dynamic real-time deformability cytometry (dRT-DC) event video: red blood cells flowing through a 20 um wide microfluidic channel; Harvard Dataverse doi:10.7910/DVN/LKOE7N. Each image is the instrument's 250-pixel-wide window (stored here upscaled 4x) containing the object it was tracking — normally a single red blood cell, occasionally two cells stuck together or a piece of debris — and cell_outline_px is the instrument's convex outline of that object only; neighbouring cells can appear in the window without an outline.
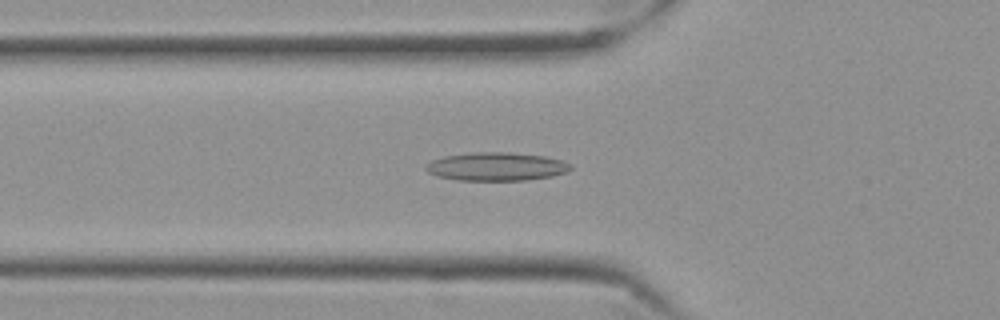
{"species": "Egyptian fruit bat (a non-hibernating species)", "species_latin": "Rousettus aegyptiacus", "temperature_condition": "cold", "stored_images_in_passage": 58, "camera_frame_rate_fps": 3000, "um_per_image_px": 0.085, "frame": {"image": 1, "passage_image": 21, "time_ms": 6.667, "image_size_px": [1000, 320], "cell_outline_px": [[572, 168], [568, 172], [552, 176], [524, 180], [456, 180], [436, 176], [428, 172], [424, 168], [424, 164], [432, 160], [444, 156], [472, 152], [508, 152], [544, 156], [560, 160], [572, 164]], "centroid_in_image_um": [42.16, 14.15], "position_along_channel_um": 83.6, "area_um2": 24.04}}
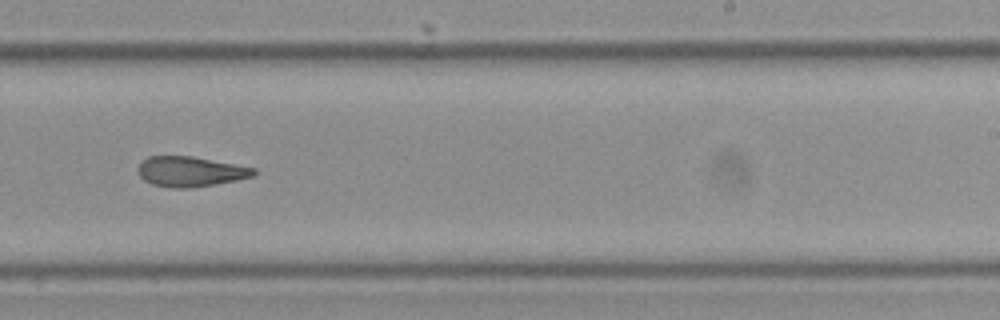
{"frame": {"image": 2, "passage_image": 37, "time_ms": 12.0, "image_size_px": [1000, 320], "cell_outline_px": [[256, 176], [216, 184], [188, 188], [168, 188], [152, 184], [144, 180], [140, 176], [136, 168], [148, 156], [192, 156], [256, 168]], "centroid_in_image_um": [16.18, 14.59], "position_along_channel_um": 272.8, "area_um2": 20.4}}
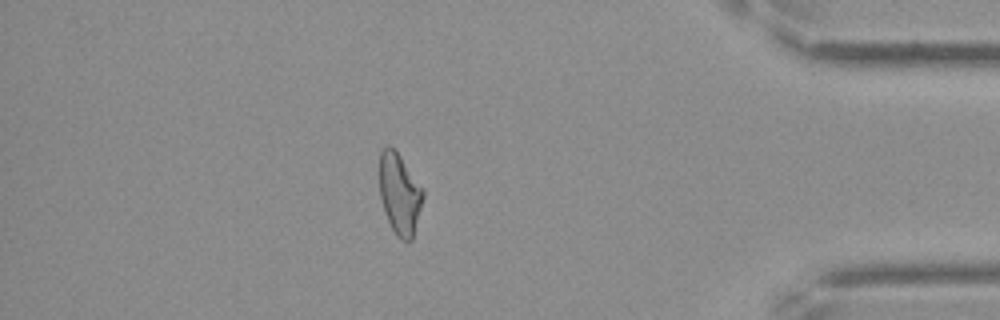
{"frame": {"image": 3, "passage_image": 51, "time_ms": 16.667, "image_size_px": [1000, 320], "cell_outline_px": [[424, 196], [412, 240], [400, 240], [396, 236], [384, 212], [380, 196], [380, 152], [388, 144], [396, 148], [424, 188]], "centroid_in_image_um": [33.98, 16.43], "position_along_channel_um": 401.2, "area_um2": 20.92}, "authors_computed_cell_mechanics": {"area_um2": 21.7039, "velocity_mm_per_s": 3.524, "shape_relaxation_time_tau1_ms": null, "shape_relaxation_time_tau2_ms": 5.9568, "deformation_change_tau1": null, "deformation_change_tau2": 0.153}}